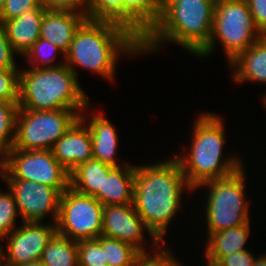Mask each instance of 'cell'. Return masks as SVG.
Wrapping results in <instances>:
<instances>
[{
  "label": "cell",
  "instance_id": "4316f807",
  "mask_svg": "<svg viewBox=\"0 0 266 266\" xmlns=\"http://www.w3.org/2000/svg\"><path fill=\"white\" fill-rule=\"evenodd\" d=\"M86 16L123 25V0H86Z\"/></svg>",
  "mask_w": 266,
  "mask_h": 266
},
{
  "label": "cell",
  "instance_id": "52a82bcc",
  "mask_svg": "<svg viewBox=\"0 0 266 266\" xmlns=\"http://www.w3.org/2000/svg\"><path fill=\"white\" fill-rule=\"evenodd\" d=\"M262 36L254 24L247 1L216 0L211 38L196 58L212 55L218 41L229 64Z\"/></svg>",
  "mask_w": 266,
  "mask_h": 266
},
{
  "label": "cell",
  "instance_id": "7c38bea8",
  "mask_svg": "<svg viewBox=\"0 0 266 266\" xmlns=\"http://www.w3.org/2000/svg\"><path fill=\"white\" fill-rule=\"evenodd\" d=\"M12 192L20 214L21 222H43L51 216L56 224L60 199L66 190H56L43 183L29 180H3Z\"/></svg>",
  "mask_w": 266,
  "mask_h": 266
},
{
  "label": "cell",
  "instance_id": "d6a6232c",
  "mask_svg": "<svg viewBox=\"0 0 266 266\" xmlns=\"http://www.w3.org/2000/svg\"><path fill=\"white\" fill-rule=\"evenodd\" d=\"M18 53L11 47L7 33L2 22H0V69H18L15 55ZM18 66V67H17Z\"/></svg>",
  "mask_w": 266,
  "mask_h": 266
},
{
  "label": "cell",
  "instance_id": "74e56055",
  "mask_svg": "<svg viewBox=\"0 0 266 266\" xmlns=\"http://www.w3.org/2000/svg\"><path fill=\"white\" fill-rule=\"evenodd\" d=\"M22 266H45V265L40 260H36L28 264H24Z\"/></svg>",
  "mask_w": 266,
  "mask_h": 266
},
{
  "label": "cell",
  "instance_id": "4fadbf2b",
  "mask_svg": "<svg viewBox=\"0 0 266 266\" xmlns=\"http://www.w3.org/2000/svg\"><path fill=\"white\" fill-rule=\"evenodd\" d=\"M102 216L103 236L129 243L139 251H147L145 232L150 235L152 249L160 243L146 227L133 204L105 205Z\"/></svg>",
  "mask_w": 266,
  "mask_h": 266
},
{
  "label": "cell",
  "instance_id": "8fae6325",
  "mask_svg": "<svg viewBox=\"0 0 266 266\" xmlns=\"http://www.w3.org/2000/svg\"><path fill=\"white\" fill-rule=\"evenodd\" d=\"M42 222H21V225L5 236L7 248L0 243L3 266H22L41 260L44 249L57 232L56 224Z\"/></svg>",
  "mask_w": 266,
  "mask_h": 266
},
{
  "label": "cell",
  "instance_id": "1f68e13d",
  "mask_svg": "<svg viewBox=\"0 0 266 266\" xmlns=\"http://www.w3.org/2000/svg\"><path fill=\"white\" fill-rule=\"evenodd\" d=\"M42 7L41 0H5L1 22L21 16L27 11Z\"/></svg>",
  "mask_w": 266,
  "mask_h": 266
},
{
  "label": "cell",
  "instance_id": "6da1fadb",
  "mask_svg": "<svg viewBox=\"0 0 266 266\" xmlns=\"http://www.w3.org/2000/svg\"><path fill=\"white\" fill-rule=\"evenodd\" d=\"M184 191L195 193L173 155L154 164H136L133 206L146 227L162 243L169 225L183 207Z\"/></svg>",
  "mask_w": 266,
  "mask_h": 266
},
{
  "label": "cell",
  "instance_id": "2e32d148",
  "mask_svg": "<svg viewBox=\"0 0 266 266\" xmlns=\"http://www.w3.org/2000/svg\"><path fill=\"white\" fill-rule=\"evenodd\" d=\"M86 19V13L44 9L39 38L51 42L66 53L75 32Z\"/></svg>",
  "mask_w": 266,
  "mask_h": 266
},
{
  "label": "cell",
  "instance_id": "f35d334b",
  "mask_svg": "<svg viewBox=\"0 0 266 266\" xmlns=\"http://www.w3.org/2000/svg\"><path fill=\"white\" fill-rule=\"evenodd\" d=\"M4 2H5V0H0V22H1V15H2V12H3Z\"/></svg>",
  "mask_w": 266,
  "mask_h": 266
},
{
  "label": "cell",
  "instance_id": "d6986e66",
  "mask_svg": "<svg viewBox=\"0 0 266 266\" xmlns=\"http://www.w3.org/2000/svg\"><path fill=\"white\" fill-rule=\"evenodd\" d=\"M251 222L215 233H206L204 255L206 266H214L222 257L234 252L248 250L247 240L250 234Z\"/></svg>",
  "mask_w": 266,
  "mask_h": 266
},
{
  "label": "cell",
  "instance_id": "f546056e",
  "mask_svg": "<svg viewBox=\"0 0 266 266\" xmlns=\"http://www.w3.org/2000/svg\"><path fill=\"white\" fill-rule=\"evenodd\" d=\"M77 248L80 266H108V263H105L104 249L99 244V237L78 241Z\"/></svg>",
  "mask_w": 266,
  "mask_h": 266
},
{
  "label": "cell",
  "instance_id": "277c9868",
  "mask_svg": "<svg viewBox=\"0 0 266 266\" xmlns=\"http://www.w3.org/2000/svg\"><path fill=\"white\" fill-rule=\"evenodd\" d=\"M201 113L195 116L189 148L181 153L184 155H174L193 190L204 182L229 176L243 166L238 154L223 156L227 140L225 120L212 112Z\"/></svg>",
  "mask_w": 266,
  "mask_h": 266
},
{
  "label": "cell",
  "instance_id": "d4e9b609",
  "mask_svg": "<svg viewBox=\"0 0 266 266\" xmlns=\"http://www.w3.org/2000/svg\"><path fill=\"white\" fill-rule=\"evenodd\" d=\"M99 244L108 266H134L135 256L140 252L129 243L103 235L99 236Z\"/></svg>",
  "mask_w": 266,
  "mask_h": 266
},
{
  "label": "cell",
  "instance_id": "5b68a950",
  "mask_svg": "<svg viewBox=\"0 0 266 266\" xmlns=\"http://www.w3.org/2000/svg\"><path fill=\"white\" fill-rule=\"evenodd\" d=\"M19 108L30 111L73 109L90 105L74 72L66 65L19 69Z\"/></svg>",
  "mask_w": 266,
  "mask_h": 266
},
{
  "label": "cell",
  "instance_id": "30bf717a",
  "mask_svg": "<svg viewBox=\"0 0 266 266\" xmlns=\"http://www.w3.org/2000/svg\"><path fill=\"white\" fill-rule=\"evenodd\" d=\"M103 207L95 197L69 187L60 199L57 233L77 242L98 238L102 235Z\"/></svg>",
  "mask_w": 266,
  "mask_h": 266
},
{
  "label": "cell",
  "instance_id": "5bb4252c",
  "mask_svg": "<svg viewBox=\"0 0 266 266\" xmlns=\"http://www.w3.org/2000/svg\"><path fill=\"white\" fill-rule=\"evenodd\" d=\"M53 156L69 173L93 159L92 138L87 124L79 118L51 149Z\"/></svg>",
  "mask_w": 266,
  "mask_h": 266
},
{
  "label": "cell",
  "instance_id": "603a6c76",
  "mask_svg": "<svg viewBox=\"0 0 266 266\" xmlns=\"http://www.w3.org/2000/svg\"><path fill=\"white\" fill-rule=\"evenodd\" d=\"M45 266H70L78 261L77 241L55 233L44 249L41 260Z\"/></svg>",
  "mask_w": 266,
  "mask_h": 266
},
{
  "label": "cell",
  "instance_id": "b9f144b4",
  "mask_svg": "<svg viewBox=\"0 0 266 266\" xmlns=\"http://www.w3.org/2000/svg\"><path fill=\"white\" fill-rule=\"evenodd\" d=\"M70 266H80L79 261H77L75 264L70 265Z\"/></svg>",
  "mask_w": 266,
  "mask_h": 266
},
{
  "label": "cell",
  "instance_id": "d590c367",
  "mask_svg": "<svg viewBox=\"0 0 266 266\" xmlns=\"http://www.w3.org/2000/svg\"><path fill=\"white\" fill-rule=\"evenodd\" d=\"M253 261L254 254L244 250L222 257L214 266H252Z\"/></svg>",
  "mask_w": 266,
  "mask_h": 266
},
{
  "label": "cell",
  "instance_id": "7402d4cb",
  "mask_svg": "<svg viewBox=\"0 0 266 266\" xmlns=\"http://www.w3.org/2000/svg\"><path fill=\"white\" fill-rule=\"evenodd\" d=\"M112 168L94 158L88 160L70 172V187L80 194L94 197L103 191L104 176Z\"/></svg>",
  "mask_w": 266,
  "mask_h": 266
},
{
  "label": "cell",
  "instance_id": "e0dca14e",
  "mask_svg": "<svg viewBox=\"0 0 266 266\" xmlns=\"http://www.w3.org/2000/svg\"><path fill=\"white\" fill-rule=\"evenodd\" d=\"M231 79L236 83L266 84V36H262L229 64ZM233 73V74H232Z\"/></svg>",
  "mask_w": 266,
  "mask_h": 266
},
{
  "label": "cell",
  "instance_id": "8992f818",
  "mask_svg": "<svg viewBox=\"0 0 266 266\" xmlns=\"http://www.w3.org/2000/svg\"><path fill=\"white\" fill-rule=\"evenodd\" d=\"M243 167L245 166L224 178L204 182L194 190H208L205 193L206 201L203 200L206 206L203 210L207 222L206 233H215L250 222V206L246 198L247 171Z\"/></svg>",
  "mask_w": 266,
  "mask_h": 266
},
{
  "label": "cell",
  "instance_id": "9c48e42d",
  "mask_svg": "<svg viewBox=\"0 0 266 266\" xmlns=\"http://www.w3.org/2000/svg\"><path fill=\"white\" fill-rule=\"evenodd\" d=\"M1 180H29L56 190L70 187V173L59 164L51 150L12 148L0 159Z\"/></svg>",
  "mask_w": 266,
  "mask_h": 266
},
{
  "label": "cell",
  "instance_id": "f1b7e54d",
  "mask_svg": "<svg viewBox=\"0 0 266 266\" xmlns=\"http://www.w3.org/2000/svg\"><path fill=\"white\" fill-rule=\"evenodd\" d=\"M17 215L20 216L12 192L0 190V240L17 228Z\"/></svg>",
  "mask_w": 266,
  "mask_h": 266
},
{
  "label": "cell",
  "instance_id": "e575fe53",
  "mask_svg": "<svg viewBox=\"0 0 266 266\" xmlns=\"http://www.w3.org/2000/svg\"><path fill=\"white\" fill-rule=\"evenodd\" d=\"M253 21L263 36H266V0H246Z\"/></svg>",
  "mask_w": 266,
  "mask_h": 266
},
{
  "label": "cell",
  "instance_id": "ac0fdd59",
  "mask_svg": "<svg viewBox=\"0 0 266 266\" xmlns=\"http://www.w3.org/2000/svg\"><path fill=\"white\" fill-rule=\"evenodd\" d=\"M136 164L113 167L104 176L103 191L94 197L103 205L133 204Z\"/></svg>",
  "mask_w": 266,
  "mask_h": 266
},
{
  "label": "cell",
  "instance_id": "44dd1931",
  "mask_svg": "<svg viewBox=\"0 0 266 266\" xmlns=\"http://www.w3.org/2000/svg\"><path fill=\"white\" fill-rule=\"evenodd\" d=\"M159 19V0H123V25L142 39Z\"/></svg>",
  "mask_w": 266,
  "mask_h": 266
},
{
  "label": "cell",
  "instance_id": "ffe728a7",
  "mask_svg": "<svg viewBox=\"0 0 266 266\" xmlns=\"http://www.w3.org/2000/svg\"><path fill=\"white\" fill-rule=\"evenodd\" d=\"M43 17L44 8L37 7L3 23L9 43L18 55L23 56L39 39Z\"/></svg>",
  "mask_w": 266,
  "mask_h": 266
},
{
  "label": "cell",
  "instance_id": "8d00e7d4",
  "mask_svg": "<svg viewBox=\"0 0 266 266\" xmlns=\"http://www.w3.org/2000/svg\"><path fill=\"white\" fill-rule=\"evenodd\" d=\"M252 266H266V254L254 257Z\"/></svg>",
  "mask_w": 266,
  "mask_h": 266
},
{
  "label": "cell",
  "instance_id": "ba28073f",
  "mask_svg": "<svg viewBox=\"0 0 266 266\" xmlns=\"http://www.w3.org/2000/svg\"><path fill=\"white\" fill-rule=\"evenodd\" d=\"M80 118L73 109L30 111L18 108L14 149L51 150Z\"/></svg>",
  "mask_w": 266,
  "mask_h": 266
},
{
  "label": "cell",
  "instance_id": "7a4b0ae2",
  "mask_svg": "<svg viewBox=\"0 0 266 266\" xmlns=\"http://www.w3.org/2000/svg\"><path fill=\"white\" fill-rule=\"evenodd\" d=\"M122 55L142 56L141 39L117 22L86 19L75 32L65 53V64L78 80L79 67L113 82L118 59Z\"/></svg>",
  "mask_w": 266,
  "mask_h": 266
},
{
  "label": "cell",
  "instance_id": "60d3db41",
  "mask_svg": "<svg viewBox=\"0 0 266 266\" xmlns=\"http://www.w3.org/2000/svg\"><path fill=\"white\" fill-rule=\"evenodd\" d=\"M181 0H159V2H180Z\"/></svg>",
  "mask_w": 266,
  "mask_h": 266
},
{
  "label": "cell",
  "instance_id": "3957f363",
  "mask_svg": "<svg viewBox=\"0 0 266 266\" xmlns=\"http://www.w3.org/2000/svg\"><path fill=\"white\" fill-rule=\"evenodd\" d=\"M215 3L216 0L159 2V19L141 39V54L160 51L162 44L169 42L196 56L211 38Z\"/></svg>",
  "mask_w": 266,
  "mask_h": 266
},
{
  "label": "cell",
  "instance_id": "ab89813d",
  "mask_svg": "<svg viewBox=\"0 0 266 266\" xmlns=\"http://www.w3.org/2000/svg\"><path fill=\"white\" fill-rule=\"evenodd\" d=\"M262 101H263V104H264V108H266V90H265V94L262 95Z\"/></svg>",
  "mask_w": 266,
  "mask_h": 266
},
{
  "label": "cell",
  "instance_id": "484cf974",
  "mask_svg": "<svg viewBox=\"0 0 266 266\" xmlns=\"http://www.w3.org/2000/svg\"><path fill=\"white\" fill-rule=\"evenodd\" d=\"M19 105L0 101V159L13 148Z\"/></svg>",
  "mask_w": 266,
  "mask_h": 266
},
{
  "label": "cell",
  "instance_id": "9a60e30c",
  "mask_svg": "<svg viewBox=\"0 0 266 266\" xmlns=\"http://www.w3.org/2000/svg\"><path fill=\"white\" fill-rule=\"evenodd\" d=\"M90 105L85 108L80 114V118L87 124L90 135L92 138V150L93 158L101 161L102 163L111 167H120L127 165L128 163L120 164L117 161L118 143L119 136L116 131V127L102 114V112L92 113L93 115L88 119L86 116ZM85 114V115H84Z\"/></svg>",
  "mask_w": 266,
  "mask_h": 266
},
{
  "label": "cell",
  "instance_id": "7bdbcfd3",
  "mask_svg": "<svg viewBox=\"0 0 266 266\" xmlns=\"http://www.w3.org/2000/svg\"><path fill=\"white\" fill-rule=\"evenodd\" d=\"M0 266H3L2 259H1V255H0Z\"/></svg>",
  "mask_w": 266,
  "mask_h": 266
},
{
  "label": "cell",
  "instance_id": "83f0119b",
  "mask_svg": "<svg viewBox=\"0 0 266 266\" xmlns=\"http://www.w3.org/2000/svg\"><path fill=\"white\" fill-rule=\"evenodd\" d=\"M164 244L160 242L154 249H151L153 253H149V249L140 251L135 256L134 266H183L176 258L177 256H174L173 251H169L170 247H164Z\"/></svg>",
  "mask_w": 266,
  "mask_h": 266
},
{
  "label": "cell",
  "instance_id": "cb8c5ba5",
  "mask_svg": "<svg viewBox=\"0 0 266 266\" xmlns=\"http://www.w3.org/2000/svg\"><path fill=\"white\" fill-rule=\"evenodd\" d=\"M58 55H61L63 57H61V60H63L57 64L55 61ZM22 57L28 59L27 64L29 63L30 66L28 68L40 69L65 64V53L51 42L42 38H39Z\"/></svg>",
  "mask_w": 266,
  "mask_h": 266
},
{
  "label": "cell",
  "instance_id": "836d02e7",
  "mask_svg": "<svg viewBox=\"0 0 266 266\" xmlns=\"http://www.w3.org/2000/svg\"><path fill=\"white\" fill-rule=\"evenodd\" d=\"M46 10H70L86 13V0H41Z\"/></svg>",
  "mask_w": 266,
  "mask_h": 266
},
{
  "label": "cell",
  "instance_id": "4dcf8cb0",
  "mask_svg": "<svg viewBox=\"0 0 266 266\" xmlns=\"http://www.w3.org/2000/svg\"><path fill=\"white\" fill-rule=\"evenodd\" d=\"M18 69H0V101L19 102Z\"/></svg>",
  "mask_w": 266,
  "mask_h": 266
}]
</instances>
